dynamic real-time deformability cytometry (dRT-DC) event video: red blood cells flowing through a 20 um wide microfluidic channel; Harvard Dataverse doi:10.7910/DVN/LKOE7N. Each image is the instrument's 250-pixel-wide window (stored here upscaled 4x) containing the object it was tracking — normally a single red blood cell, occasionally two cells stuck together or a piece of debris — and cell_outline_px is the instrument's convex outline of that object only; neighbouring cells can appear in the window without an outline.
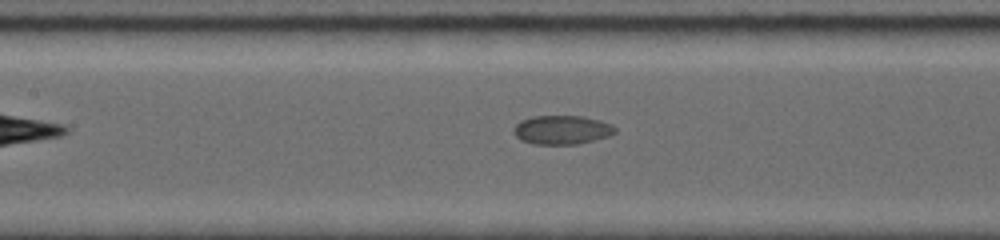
{"species": "common noctule bat (a hibernating species)", "species_latin": "Nyctalus noctula", "temperature_condition": "room temperature", "stored_images_in_passage": 28, "camera_frame_rate_fps": 5000, "um_per_image_px": 0.085, "animal": {"sex": "female", "body_mass_g": 19.0, "forearm_length_mm": 56.7}, "frame": {"image": 1, "passage_image": 6, "time_ms": 1.4, "image_size_px": [1000, 240], "cell_outline_px": [[616, 132], [608, 136], [576, 144], [536, 144], [524, 140], [516, 136], [512, 132], [512, 128], [520, 120], [532, 116], [584, 116], [600, 120], [612, 124], [616, 128]], "centroid_in_image_um": [47.76, 11.02], "position_along_channel_um": 159.6, "area_um2": 17.05}}
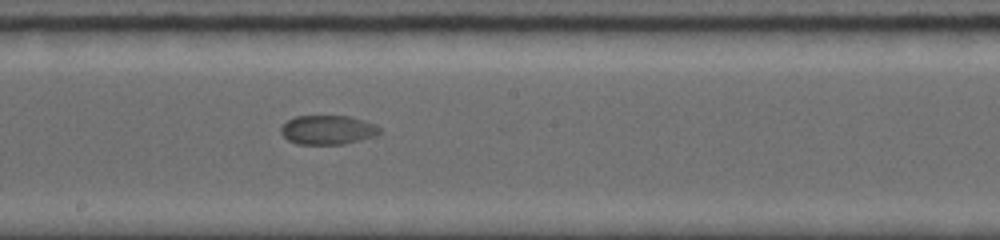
{"frame": {"image": 2, "passage_image": 12, "time_ms": 3.0, "image_size_px": [1000, 240], "cell_outline_px": [[384, 132], [376, 136], [344, 144], [296, 144], [288, 140], [280, 132], [280, 128], [288, 120], [296, 116], [352, 116], [376, 124]], "centroid_in_image_um": [27.91, 11.04], "position_along_channel_um": 220.3, "area_um2": 16.99}}
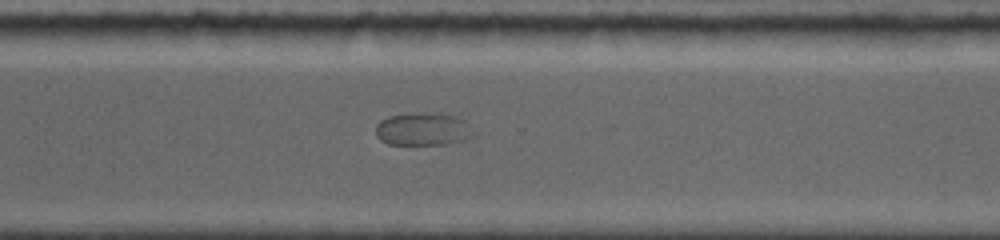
{"frame": {"image": 3, "passage_image": 22, "time_ms": 6.0, "image_size_px": [1000, 240], "cell_outline_px": [[476, 136], [464, 140], [448, 144], [388, 144], [380, 140], [376, 136], [376, 124], [380, 120], [388, 116], [416, 112], [424, 112], [456, 116], [464, 120], [476, 132]], "centroid_in_image_um": [35.98, 10.97], "position_along_channel_um": 334.6, "area_um2": 19.02}}